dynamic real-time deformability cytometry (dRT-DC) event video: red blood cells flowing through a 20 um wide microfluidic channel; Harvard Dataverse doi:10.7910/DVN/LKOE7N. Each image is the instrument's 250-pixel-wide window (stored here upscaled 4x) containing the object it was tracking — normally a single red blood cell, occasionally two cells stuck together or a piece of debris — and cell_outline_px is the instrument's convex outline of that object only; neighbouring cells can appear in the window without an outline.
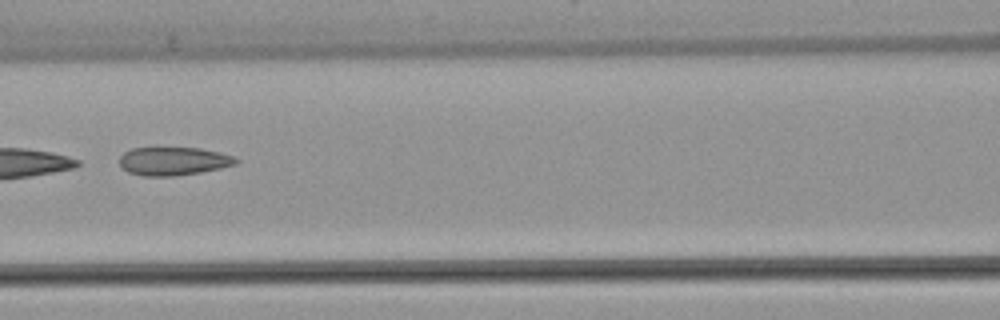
{"species": "common noctule bat (a hibernating species)", "species_latin": "Nyctalus noctula", "temperature_condition": "warm", "stored_images_in_passage": 7, "camera_frame_rate_fps": 3000, "um_per_image_px": 0.085, "animal": {"sex": "female", "body_mass_g": 22.7, "forearm_length_mm": 54.2}, "frame": {"image": 1, "passage_image": 6, "time_ms": 7.333, "image_size_px": [1000, 320], "cell_outline_px": [[240, 160], [236, 164], [220, 168], [200, 172], [176, 176], [144, 176], [128, 172], [120, 168], [120, 156], [124, 152], [132, 148], [200, 148], [220, 152], [232, 156]], "centroid_in_image_um": [14.72, 13.7], "position_along_channel_um": 151.9, "area_um2": 19.25}}
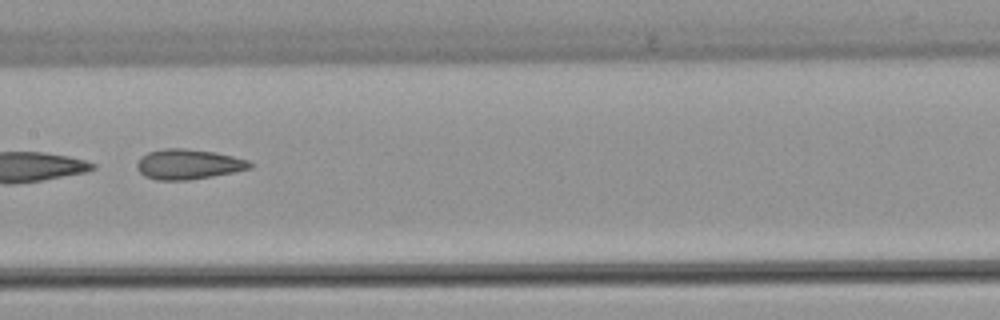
{"frame": {"image": 2, "passage_image": 7, "time_ms": 8.333, "image_size_px": [1000, 320], "cell_outline_px": [[252, 168], [212, 176], [188, 180], [156, 180], [144, 176], [136, 168], [136, 164], [140, 156], [148, 152], [164, 148], [184, 148], [216, 152], [248, 160], [252, 164]], "centroid_in_image_um": [15.97, 13.95], "position_along_channel_um": 191.4, "area_um2": 19.88}}